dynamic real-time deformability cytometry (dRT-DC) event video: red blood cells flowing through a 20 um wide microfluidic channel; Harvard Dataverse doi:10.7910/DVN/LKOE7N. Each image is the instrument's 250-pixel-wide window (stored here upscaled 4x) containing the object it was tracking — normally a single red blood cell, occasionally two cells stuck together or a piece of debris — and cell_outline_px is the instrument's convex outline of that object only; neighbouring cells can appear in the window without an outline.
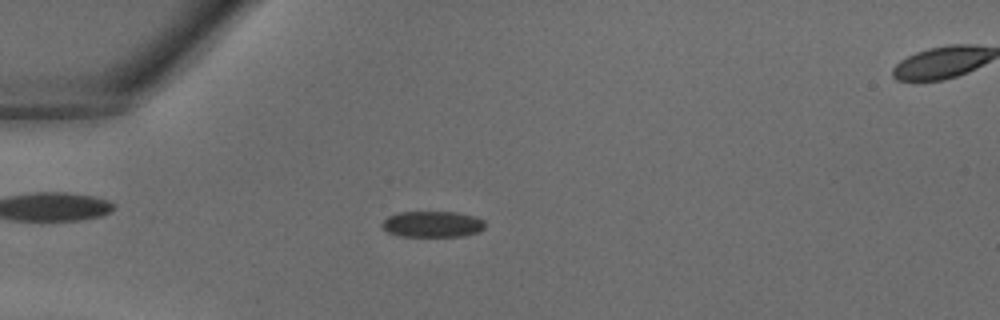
{"species": "common noctule bat (a hibernating species)", "species_latin": "Nyctalus noctula", "temperature_condition": "warm", "stored_images_in_passage": 39, "camera_frame_rate_fps": 3000, "um_per_image_px": 0.085, "animal": {"sex": "male", "body_mass_g": 18.8}, "frame": {"image": 1, "passage_image": 11, "time_ms": 3.333, "image_size_px": [1000, 320], "cell_outline_px": [[484, 228], [480, 232], [464, 236], [400, 236], [388, 232], [380, 224], [388, 216], [396, 212], [456, 212], [472, 216], [484, 220]], "centroid_in_image_um": [36.75, 19.05], "position_along_channel_um": 48.2, "area_um2": 15.66}}
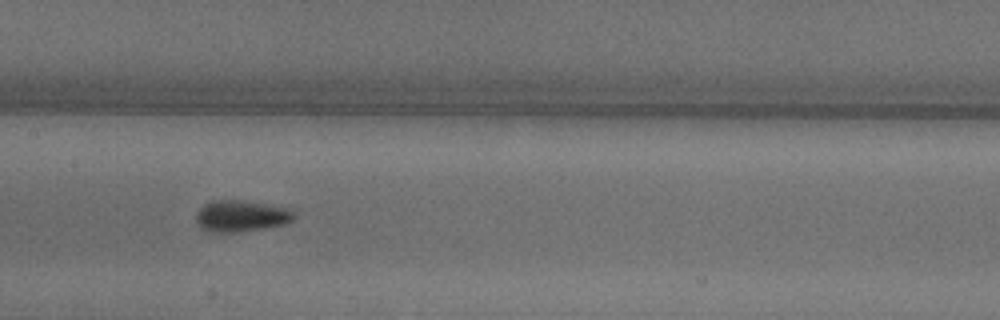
{"frame": {"image": 2, "passage_image": 20, "time_ms": 6.333, "image_size_px": [1000, 320], "cell_outline_px": [[296, 216], [292, 220], [284, 224], [268, 228], [236, 232], [208, 232], [200, 228], [196, 220], [196, 212], [204, 204], [212, 200], [240, 200], [268, 204], [288, 208]], "centroid_in_image_um": [20.47, 18.36], "position_along_channel_um": 186.9, "area_um2": 18.09}}
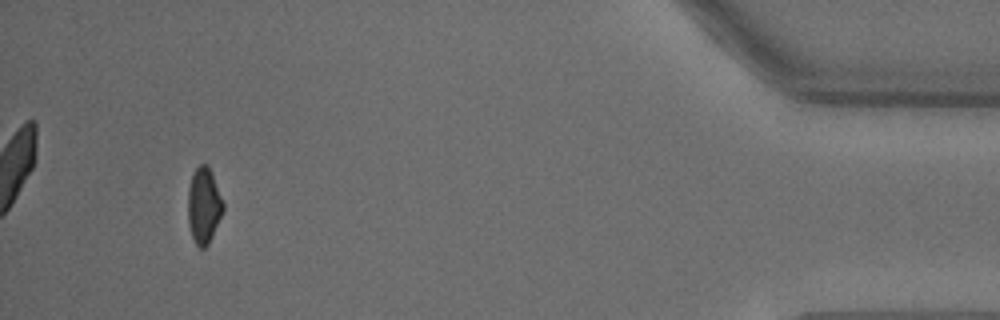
{"frame": {"image": 3, "passage_image": 37, "time_ms": 12.0, "image_size_px": [1000, 320], "cell_outline_px": [[224, 208], [212, 236], [208, 244], [204, 248], [200, 248], [196, 244], [192, 236], [188, 224], [188, 188], [192, 172], [200, 164], [208, 164], [224, 204]], "centroid_in_image_um": [17.3, 17.45], "position_along_channel_um": 417.9, "area_um2": 15.49}}